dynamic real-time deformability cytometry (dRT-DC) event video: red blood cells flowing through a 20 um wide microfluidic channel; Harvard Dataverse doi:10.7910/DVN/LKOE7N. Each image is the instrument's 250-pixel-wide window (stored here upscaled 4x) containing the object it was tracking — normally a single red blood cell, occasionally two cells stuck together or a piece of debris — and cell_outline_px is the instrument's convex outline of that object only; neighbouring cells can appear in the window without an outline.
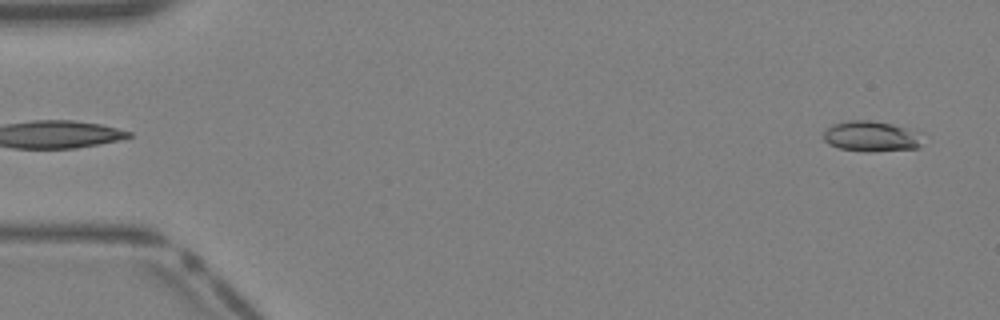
{"species": "Egyptian fruit bat (a non-hibernating species)", "species_latin": "Rousettus aegyptiacus", "temperature_condition": "warm", "stored_images_in_passage": 38, "camera_frame_rate_fps": 3000, "um_per_image_px": 0.085, "animal": {"sex": "female"}, "frame": {"image": 1, "passage_image": 1, "time_ms": 0.0, "image_size_px": [1000, 320], "cell_outline_px": [[924, 132], [920, 148], [872, 152], [864, 152], [840, 148], [828, 144], [824, 140], [824, 132], [832, 124], [848, 120], [872, 120], [892, 124]], "centroid_in_image_um": [74.13, 11.59], "position_along_channel_um": 10.9, "area_um2": 18.09}}
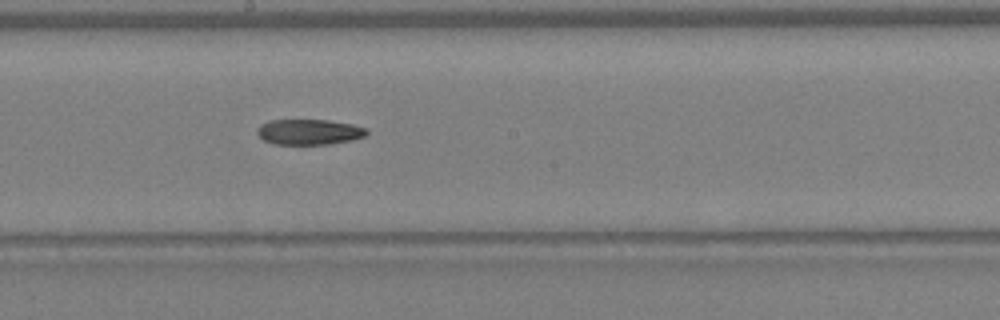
{"frame": {"image": 2, "passage_image": 21, "time_ms": 6.667, "image_size_px": [1000, 320], "cell_outline_px": [[368, 132], [364, 136], [352, 140], [328, 144], [276, 144], [264, 140], [256, 132], [256, 128], [260, 124], [268, 120], [328, 120], [352, 124], [368, 128]], "centroid_in_image_um": [26.26, 11.2], "position_along_channel_um": 221.9, "area_um2": 16.3}}
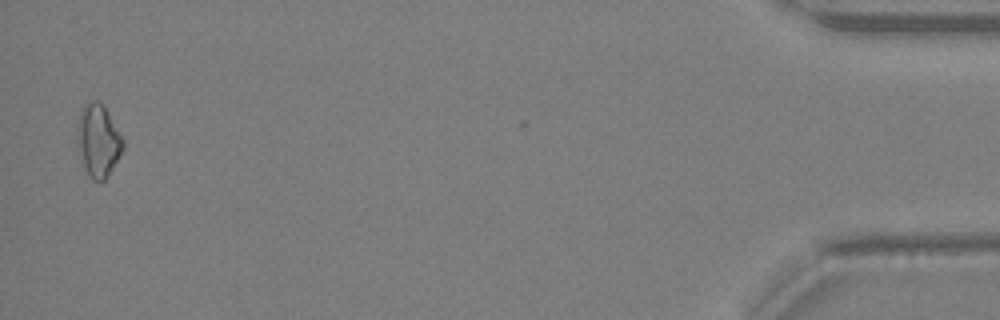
{"frame": {"image": 3, "passage_image": 38, "time_ms": 12.333, "image_size_px": [1000, 320], "cell_outline_px": [[124, 148], [108, 176], [104, 180], [92, 180], [84, 164], [76, 132], [76, 128], [80, 108], [84, 104], [92, 100], [96, 100], [104, 108], [124, 140]], "centroid_in_image_um": [8.35, 11.92], "position_along_channel_um": 426.9, "area_um2": 18.79}}